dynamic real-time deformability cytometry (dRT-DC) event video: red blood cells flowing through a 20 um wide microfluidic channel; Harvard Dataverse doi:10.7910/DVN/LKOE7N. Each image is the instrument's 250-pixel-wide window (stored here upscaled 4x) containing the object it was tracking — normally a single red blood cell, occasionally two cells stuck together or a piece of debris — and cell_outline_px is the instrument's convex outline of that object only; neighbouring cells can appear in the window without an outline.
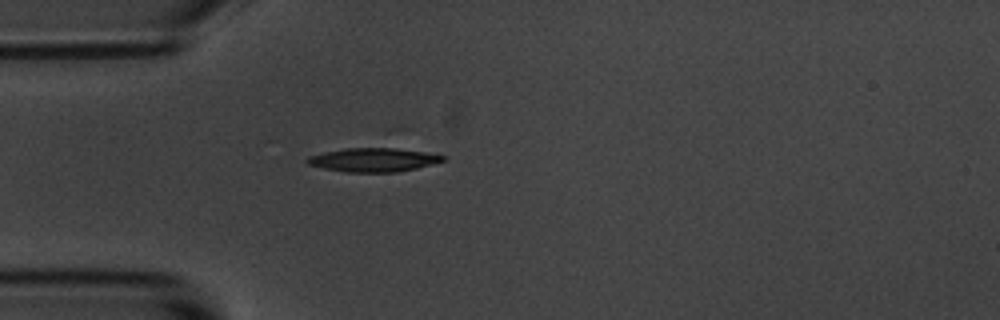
{"species": "common noctule bat (a hibernating species)", "species_latin": "Nyctalus noctula", "temperature_condition": "room temperature", "stored_images_in_passage": 2, "camera_frame_rate_fps": 3000, "um_per_image_px": 0.085, "animal": {"sex": "male", "body_mass_g": 20.1, "forearm_length_mm": 53.5}, "frame": {"image": 1, "passage_image": 2, "time_ms": 1.333, "image_size_px": [1000, 320], "cell_outline_px": [[444, 160], [416, 168], [400, 172], [344, 172], [324, 168], [308, 164], [304, 160], [308, 156], [392, 128], [396, 128], [444, 156]], "centroid_in_image_um": [32.07, 13.12], "position_along_channel_um": 52.9, "area_um2": 27.17}}